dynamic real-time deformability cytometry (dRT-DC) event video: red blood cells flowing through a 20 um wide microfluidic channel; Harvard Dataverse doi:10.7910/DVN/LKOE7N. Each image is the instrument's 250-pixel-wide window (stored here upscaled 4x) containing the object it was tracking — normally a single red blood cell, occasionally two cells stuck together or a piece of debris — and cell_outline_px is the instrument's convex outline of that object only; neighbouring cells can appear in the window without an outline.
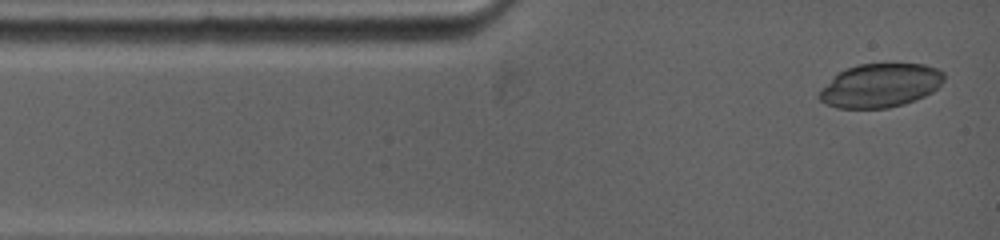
{"species": "common noctule bat (a hibernating species)", "species_latin": "Nyctalus noctula", "temperature_condition": "warm", "stored_images_in_passage": 19, "camera_frame_rate_fps": 5000, "um_per_image_px": 0.085, "animal": {"sex": "female", "body_mass_g": 19.0, "forearm_length_mm": 53.3}, "frame": {"image": 1, "passage_image": 1, "time_ms": 0.0, "image_size_px": [1000, 240], "cell_outline_px": [[944, 80], [932, 92], [924, 96], [904, 104], [888, 108], [836, 108], [824, 104], [816, 96], [832, 76], [844, 68], [860, 64], [924, 64], [936, 68], [944, 72]], "centroid_in_image_um": [74.78, 7.27], "position_along_channel_um": 10.2, "area_um2": 31.96}}
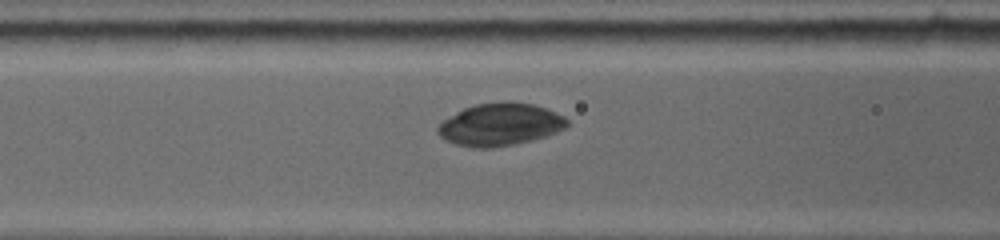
{"frame": {"image": 2, "passage_image": 11, "time_ms": 4.0, "image_size_px": [1000, 240], "cell_outline_px": [[568, 124], [564, 128], [548, 136], [516, 144], [492, 148], [472, 148], [456, 144], [444, 140], [436, 132], [436, 128], [444, 120], [456, 112], [464, 108], [476, 104], [508, 100], [532, 104], [556, 112], [564, 116], [568, 120]], "centroid_in_image_um": [42.5, 10.59], "position_along_channel_um": 124.1, "area_um2": 32.25}}
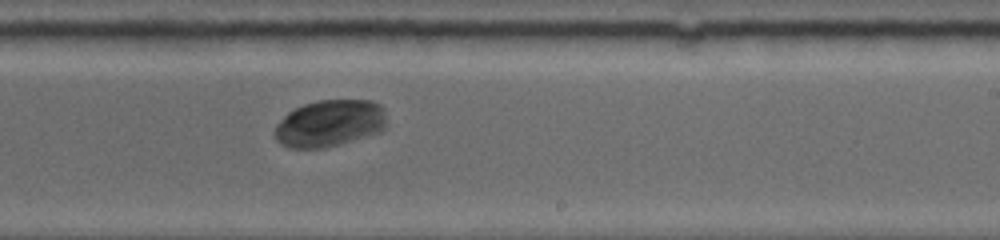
{"frame": {"image": 3, "passage_image": 19, "time_ms": 7.6, "image_size_px": [1000, 240], "cell_outline_px": [[384, 128], [380, 132], [324, 148], [288, 148], [280, 144], [276, 140], [272, 132], [276, 124], [288, 112], [304, 104], [316, 100], [372, 100], [380, 104], [384, 108]], "centroid_in_image_um": [27.97, 10.48], "position_along_channel_um": 261.0, "area_um2": 30.69}}